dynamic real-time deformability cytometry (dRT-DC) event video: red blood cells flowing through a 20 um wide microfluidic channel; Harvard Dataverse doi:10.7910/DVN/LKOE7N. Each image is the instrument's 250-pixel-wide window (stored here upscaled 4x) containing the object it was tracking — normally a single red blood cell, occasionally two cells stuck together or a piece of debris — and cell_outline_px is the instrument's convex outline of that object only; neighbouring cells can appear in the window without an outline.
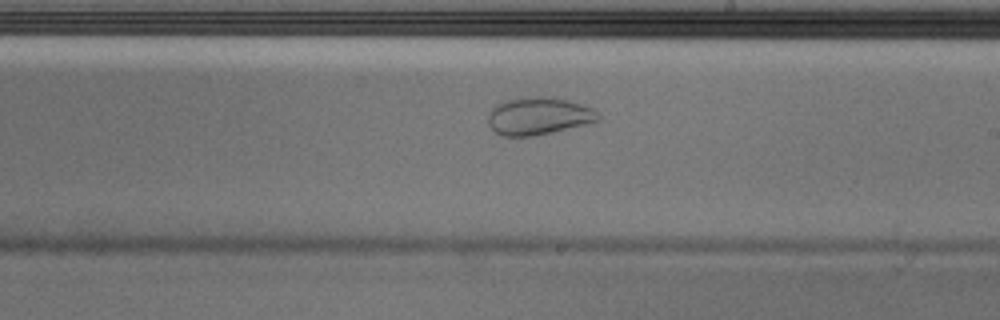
{"species": "Egyptian fruit bat (a non-hibernating species)", "species_latin": "Rousettus aegyptiacus", "temperature_condition": "cold", "stored_images_in_passage": 54, "camera_frame_rate_fps": 3000, "um_per_image_px": 0.085, "animal": {"sex": "male"}, "frame": {"image": 1, "passage_image": 31, "time_ms": 10.0, "image_size_px": [1000, 320], "cell_outline_px": [[600, 120], [584, 124], [532, 136], [500, 136], [488, 124], [488, 116], [492, 108], [496, 104], [504, 100], [516, 96], [544, 96], [568, 100], [592, 108], [600, 116]], "centroid_in_image_um": [45.72, 9.83], "position_along_channel_um": 243.3, "area_um2": 24.04}}